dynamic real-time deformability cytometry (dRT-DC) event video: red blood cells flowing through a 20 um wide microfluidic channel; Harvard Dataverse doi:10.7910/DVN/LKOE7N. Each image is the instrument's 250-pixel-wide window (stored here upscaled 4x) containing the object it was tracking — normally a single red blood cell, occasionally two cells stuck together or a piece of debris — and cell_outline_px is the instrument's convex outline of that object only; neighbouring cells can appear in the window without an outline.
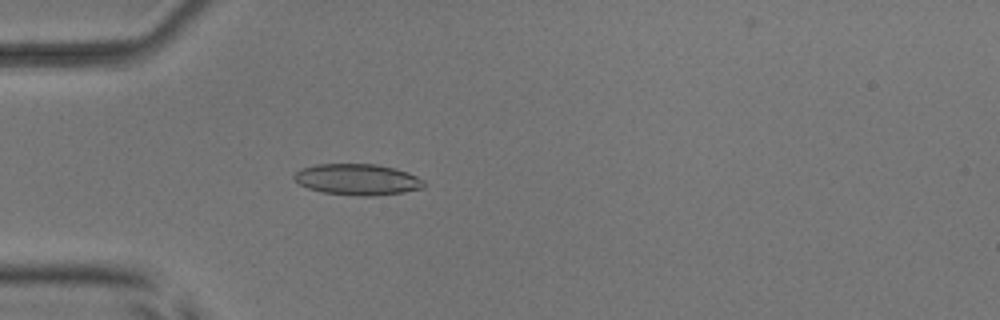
{"species": "common noctule bat (a hibernating species)", "species_latin": "Nyctalus noctula", "temperature_condition": "room temperature", "stored_images_in_passage": 53, "camera_frame_rate_fps": 3000, "um_per_image_px": 0.085, "animal": {"sex": "male", "body_mass_g": 17.9, "forearm_length_mm": 54.2}, "frame": {"image": 1, "passage_image": 16, "time_ms": 5.0, "image_size_px": [1000, 320], "cell_outline_px": [[424, 188], [404, 192], [372, 196], [360, 196], [324, 192], [308, 188], [300, 184], [292, 176], [300, 168], [316, 164], [376, 164], [396, 168], [408, 172], [424, 180]], "centroid_in_image_um": [30.4, 15.25], "position_along_channel_um": 54.6, "area_um2": 23.58}}
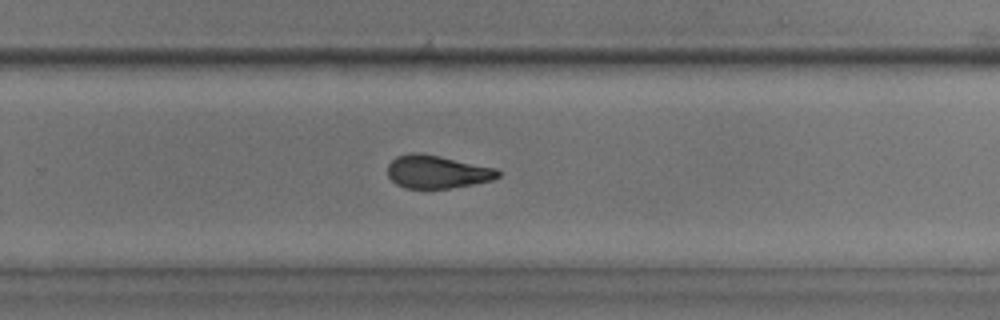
{"frame": {"image": 2, "passage_image": 35, "time_ms": 11.333, "image_size_px": [1000, 320], "cell_outline_px": [[500, 176], [492, 180], [452, 188], [404, 188], [396, 184], [388, 176], [388, 164], [396, 156], [412, 152], [420, 152], [440, 156], [496, 168], [500, 172]], "centroid_in_image_um": [37.14, 14.6], "position_along_channel_um": 292.7, "area_um2": 21.27}}
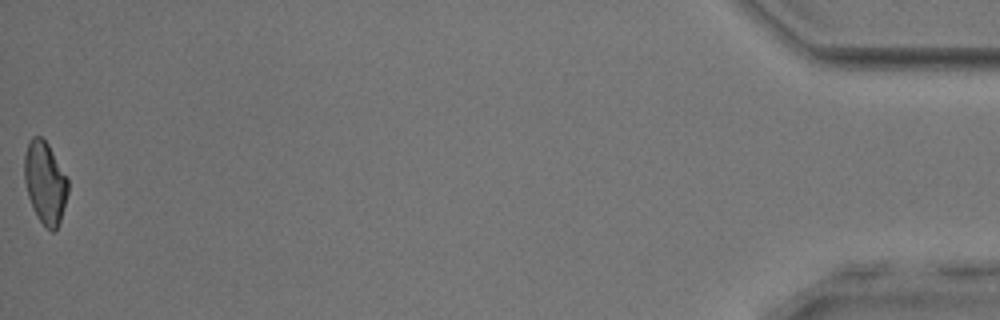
{"frame": {"image": 3, "passage_image": 53, "time_ms": 17.333, "image_size_px": [1000, 320], "cell_outline_px": [[68, 192], [60, 220], [56, 232], [52, 232], [36, 216], [32, 208], [28, 196], [24, 180], [24, 156], [28, 140], [32, 136], [40, 136], [48, 144], [68, 180]], "centroid_in_image_um": [3.81, 15.52], "position_along_channel_um": 431.4, "area_um2": 20.81}, "authors_computed_cell_mechanics": {"area_um2": 22.0796, "velocity_mm_per_s": 3.92, "shape_relaxation_time_tau1_ms": 10.8118, "shape_relaxation_time_tau2_ms": 1.8275, "deformation_change_tau1": 0.237, "deformation_change_tau2": 0.0819}}